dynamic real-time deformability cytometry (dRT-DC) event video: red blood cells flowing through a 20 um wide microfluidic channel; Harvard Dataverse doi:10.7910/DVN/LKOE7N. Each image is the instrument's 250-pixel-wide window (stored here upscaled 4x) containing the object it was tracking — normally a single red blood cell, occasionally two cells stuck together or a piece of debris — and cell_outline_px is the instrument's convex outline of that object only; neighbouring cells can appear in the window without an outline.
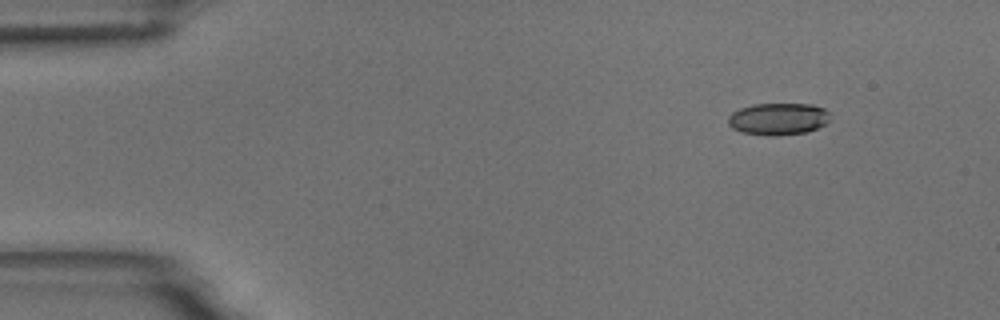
{"species": "common noctule bat (a hibernating species)", "species_latin": "Nyctalus noctula", "temperature_condition": "room temperature", "stored_images_in_passage": 4, "camera_frame_rate_fps": 3000, "um_per_image_px": 0.085, "animal": {"sex": "male", "body_mass_g": 18.8}, "frame": {"image": 1, "passage_image": 1, "time_ms": 0.0, "image_size_px": [1000, 320], "cell_outline_px": [[828, 120], [824, 124], [808, 132], [776, 136], [772, 136], [744, 132], [732, 128], [728, 124], [728, 116], [732, 112], [740, 108], [752, 104], [812, 104], [824, 108], [828, 112]], "centroid_in_image_um": [66.13, 10.1], "position_along_channel_um": 18.9, "area_um2": 18.96}}
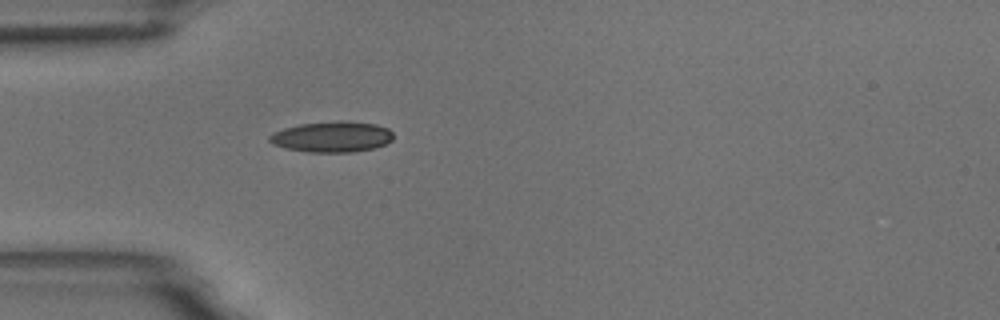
{"frame": {"image": 2, "passage_image": 4, "time_ms": 3.333, "image_size_px": [1000, 320], "cell_outline_px": [[392, 140], [376, 148], [352, 152], [308, 152], [284, 148], [272, 144], [268, 140], [268, 136], [272, 132], [284, 128], [300, 124], [340, 120], [344, 120], [376, 124], [388, 128], [392, 132]], "centroid_in_image_um": [28.2, 11.62], "position_along_channel_um": 56.8, "area_um2": 22.43}}